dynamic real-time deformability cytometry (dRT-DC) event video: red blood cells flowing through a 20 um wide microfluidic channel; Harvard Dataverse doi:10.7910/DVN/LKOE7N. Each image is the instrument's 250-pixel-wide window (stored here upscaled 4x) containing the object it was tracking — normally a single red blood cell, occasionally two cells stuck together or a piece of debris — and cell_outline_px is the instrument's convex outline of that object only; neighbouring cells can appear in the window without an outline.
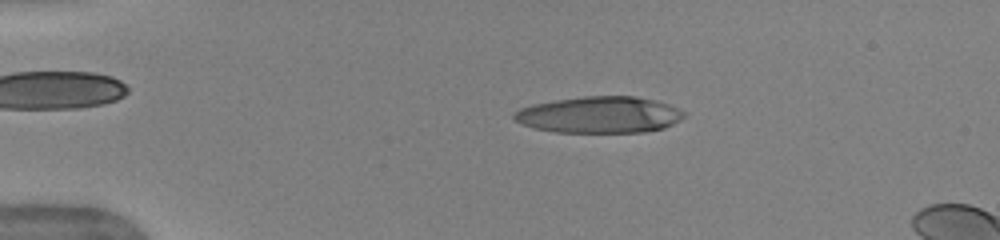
{"species": "human", "species_latin": "Homo sapiens", "temperature_condition": "warm", "stored_images_in_passage": 49, "camera_frame_rate_fps": 3000, "um_per_image_px": 0.085, "donor": {"sex": "female"}, "frame": {"image": 1, "passage_image": 9, "time_ms": 2.667, "image_size_px": [1000, 240], "cell_outline_px": [[688, 112], [680, 120], [664, 128], [644, 132], [556, 132], [536, 128], [524, 124], [516, 120], [512, 116], [512, 112], [520, 108], [532, 104], [556, 100], [584, 96], [636, 96], [656, 100], [668, 104]], "centroid_in_image_um": [50.99, 9.75], "position_along_channel_um": 34.0, "area_um2": 36.18}}
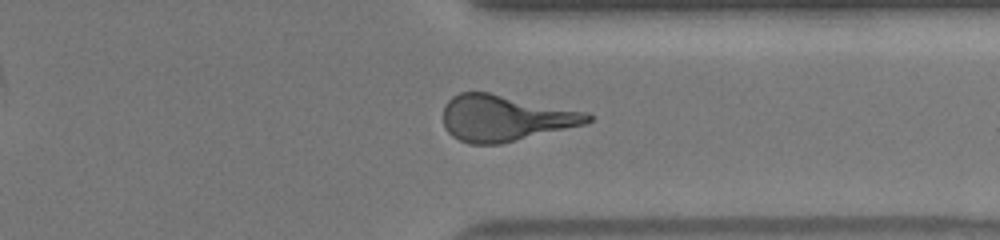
{"frame": {"image": 2, "passage_image": 38, "time_ms": 12.333, "image_size_px": [1000, 240], "cell_outline_px": [[592, 120], [584, 124], [500, 144], [468, 144], [452, 136], [448, 132], [444, 124], [444, 108], [448, 100], [452, 96], [460, 92], [488, 92], [588, 112], [592, 116]], "centroid_in_image_um": [42.92, 10.03], "position_along_channel_um": 368.5, "area_um2": 38.55}}
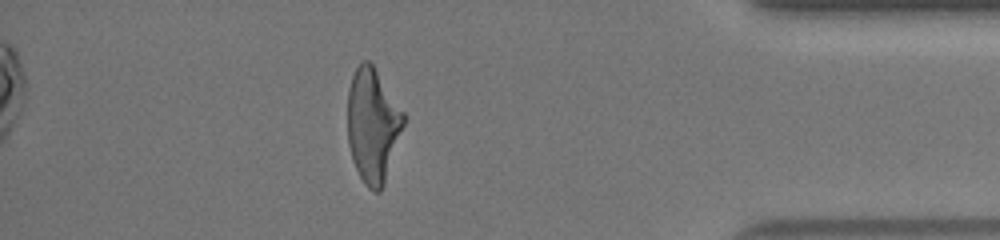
{"frame": {"image": 3, "passage_image": 43, "time_ms": 14.0, "image_size_px": [1000, 240], "cell_outline_px": [[404, 124], [384, 184], [380, 192], [376, 192], [368, 188], [364, 184], [352, 160], [348, 144], [348, 88], [352, 76], [360, 60], [368, 60], [372, 64], [404, 112]], "centroid_in_image_um": [31.66, 10.64], "position_along_channel_um": 403.5, "area_um2": 36.99}, "authors_computed_cell_mechanics": {"area_um2": 37.8012, "velocity_mm_per_s": 4.0011, "shape_relaxation_time_tau1_ms": null, "shape_relaxation_time_tau2_ms": 1.546, "deformation_change_tau1": null, "deformation_change_tau2": 0.1439}}